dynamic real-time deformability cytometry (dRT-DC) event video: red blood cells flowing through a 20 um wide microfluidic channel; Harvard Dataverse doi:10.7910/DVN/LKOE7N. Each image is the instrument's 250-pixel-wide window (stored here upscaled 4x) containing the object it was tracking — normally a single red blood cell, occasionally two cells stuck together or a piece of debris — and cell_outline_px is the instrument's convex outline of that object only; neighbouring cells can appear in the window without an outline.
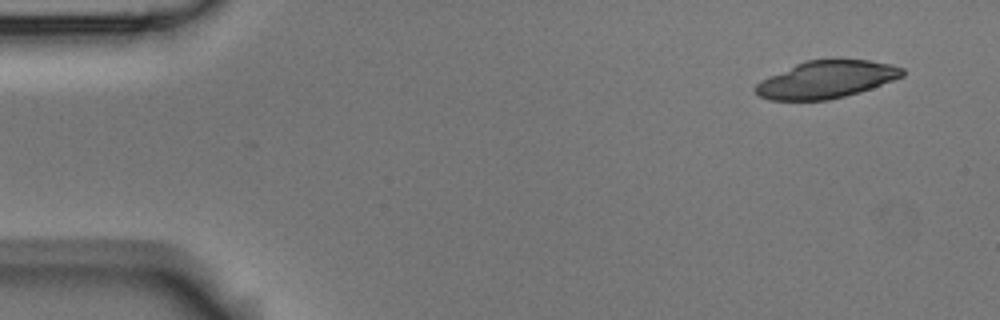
{"species": "Egyptian fruit bat (a non-hibernating species)", "species_latin": "Rousettus aegyptiacus", "temperature_condition": "room temperature", "stored_images_in_passage": 4, "camera_frame_rate_fps": 3000, "um_per_image_px": 0.085, "animal": {"sex": "male"}, "frame": {"image": 1, "passage_image": 1, "time_ms": 0.0, "image_size_px": [1000, 320], "cell_outline_px": [[904, 76], [872, 88], [860, 92], [828, 100], [768, 100], [760, 96], [752, 88], [760, 80], [796, 64], [808, 60], [868, 60], [892, 64], [904, 68]], "centroid_in_image_um": [70.24, 6.77], "position_along_channel_um": 14.8, "area_um2": 31.85}}